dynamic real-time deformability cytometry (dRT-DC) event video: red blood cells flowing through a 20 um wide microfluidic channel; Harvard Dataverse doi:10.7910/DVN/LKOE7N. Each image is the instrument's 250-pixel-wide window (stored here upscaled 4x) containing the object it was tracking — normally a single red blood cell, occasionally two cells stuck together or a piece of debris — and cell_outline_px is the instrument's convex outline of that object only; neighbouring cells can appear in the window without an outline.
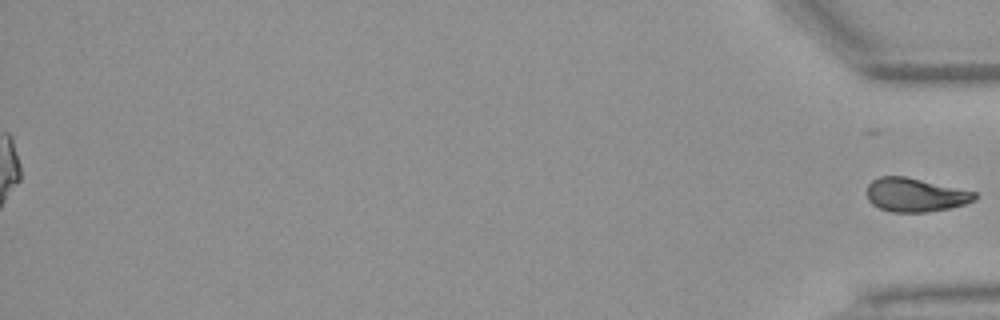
{"species": "Egyptian fruit bat (a non-hibernating species)", "species_latin": "Rousettus aegyptiacus", "temperature_condition": "warm", "stored_images_in_passage": 52, "segment_of_instrument_passage": [2, 2], "camera_frame_rate_fps": 3000, "um_per_image_px": 0.085, "animal": {"sex": "female"}, "frame": {"image": 1, "passage_image": 52, "time_ms": 17.0, "image_size_px": [1000, 320], "cell_outline_px": [[980, 196], [976, 200], [964, 204], [948, 208], [924, 212], [892, 212], [880, 208], [872, 204], [868, 200], [868, 184], [872, 180], [880, 176], [904, 176], [976, 192]], "centroid_in_image_um": [77.81, 16.56], "position_along_channel_um": 357.4, "area_um2": 21.04}}